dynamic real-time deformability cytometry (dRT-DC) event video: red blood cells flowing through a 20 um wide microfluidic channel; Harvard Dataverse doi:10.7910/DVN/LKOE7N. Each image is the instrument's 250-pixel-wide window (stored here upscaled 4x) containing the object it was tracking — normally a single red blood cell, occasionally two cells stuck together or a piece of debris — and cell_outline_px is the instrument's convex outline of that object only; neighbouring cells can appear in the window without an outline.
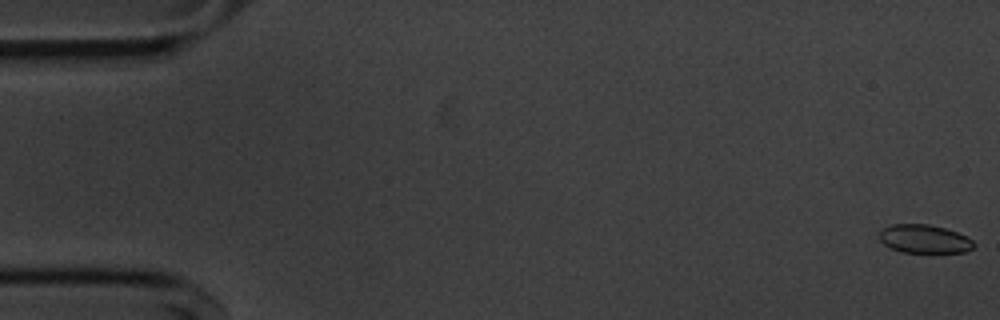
{"species": "common noctule bat (a hibernating species)", "species_latin": "Nyctalus noctula", "temperature_condition": "cold", "stored_images_in_passage": 55, "camera_frame_rate_fps": 3000, "um_per_image_px": 0.085, "animal": {"sex": "male", "body_mass_g": 20.1, "forearm_length_mm": 53.5}, "frame": {"image": 1, "passage_image": 1, "time_ms": 0.0, "image_size_px": [1000, 320], "cell_outline_px": [[976, 244], [972, 248], [964, 252], [900, 252], [884, 244], [880, 240], [880, 232], [884, 228], [892, 224], [928, 224], [944, 228], [956, 232], [972, 240]], "centroid_in_image_um": [78.56, 20.31], "position_along_channel_um": 6.4, "area_um2": 15.43}}
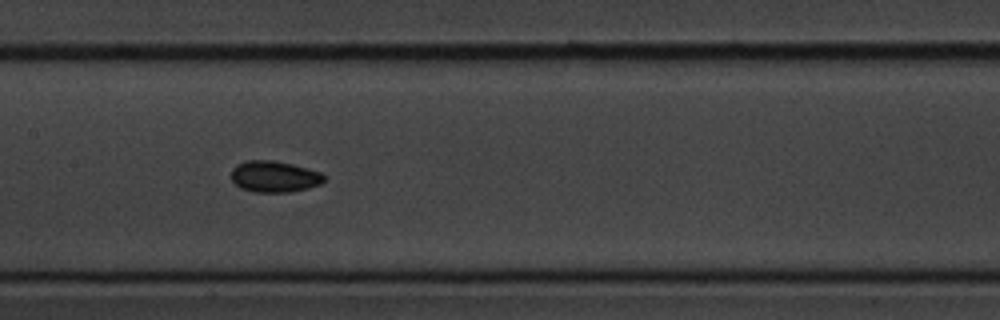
{"frame": {"image": 2, "passage_image": 27, "time_ms": 8.667, "image_size_px": [1000, 320], "cell_outline_px": [[324, 180], [320, 184], [308, 188], [292, 192], [252, 192], [240, 188], [232, 180], [232, 168], [236, 164], [248, 160], [272, 160], [292, 164], [308, 168], [320, 172], [324, 176]], "centroid_in_image_um": [23.3, 15.01], "position_along_channel_um": 184.1, "area_um2": 16.99}}
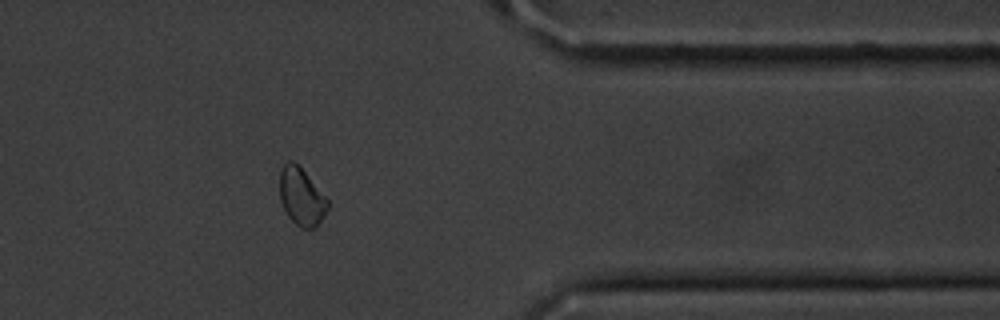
{"frame": {"image": 3, "passage_image": 45, "time_ms": 14.667, "image_size_px": [1000, 320], "cell_outline_px": [[328, 208], [316, 228], [300, 228], [288, 216], [280, 200], [280, 172], [284, 164], [288, 160], [292, 160], [304, 172], [328, 200]], "centroid_in_image_um": [25.61, 16.74], "position_along_channel_um": 385.8, "area_um2": 15.72}, "authors_computed_cell_mechanics": {"area_um2": 16.762, "velocity_mm_per_s": 3.6274, "shape_relaxation_time_tau1_ms": 4.2772, "shape_relaxation_time_tau2_ms": 5.0871, "deformation_change_tau1": 0.0764, "deformation_change_tau2": 0.0678}}